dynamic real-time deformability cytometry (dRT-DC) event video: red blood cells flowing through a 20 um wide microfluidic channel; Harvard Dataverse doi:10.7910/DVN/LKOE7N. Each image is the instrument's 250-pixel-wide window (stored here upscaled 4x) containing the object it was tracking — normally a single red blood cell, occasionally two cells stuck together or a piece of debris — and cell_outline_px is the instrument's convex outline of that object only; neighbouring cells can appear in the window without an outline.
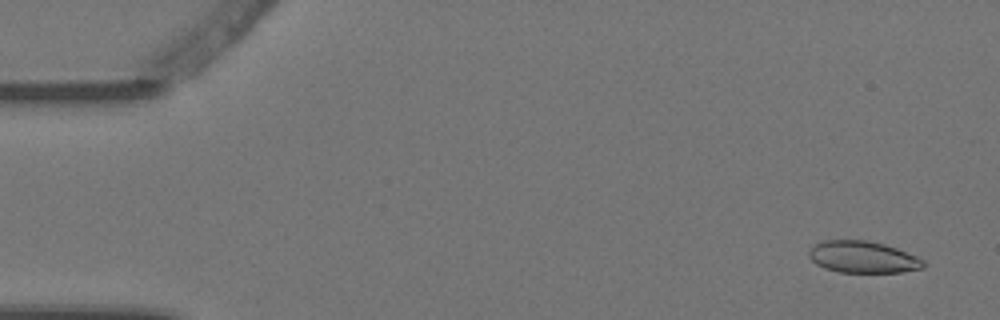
{"species": "Egyptian fruit bat (a non-hibernating species)", "species_latin": "Rousettus aegyptiacus", "temperature_condition": "warm", "stored_images_in_passage": 5, "camera_frame_rate_fps": 3000, "um_per_image_px": 0.085, "animal": {"sex": "female"}, "frame": {"image": 1, "passage_image": 1, "time_ms": 0.0, "image_size_px": [1000, 320], "cell_outline_px": [[924, 268], [900, 272], [840, 272], [824, 268], [816, 264], [808, 256], [808, 252], [812, 244], [824, 240], [868, 240], [884, 244], [896, 248], [916, 256], [924, 260]], "centroid_in_image_um": [73.3, 21.84], "position_along_channel_um": 11.7, "area_um2": 21.27}}
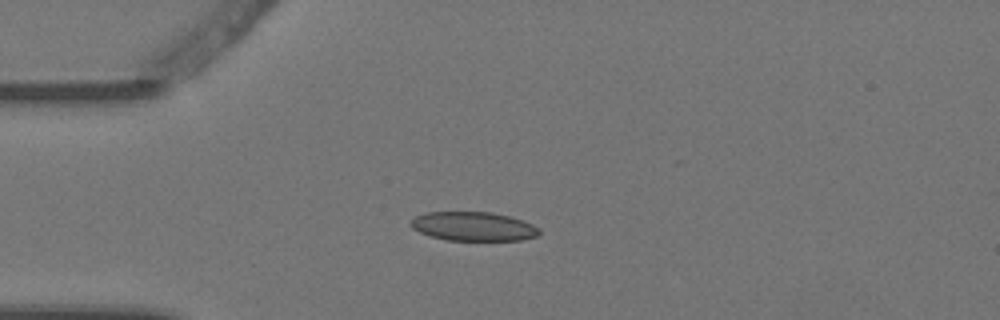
{"frame": {"image": 2, "passage_image": 4, "time_ms": 1.0, "image_size_px": [1000, 320], "cell_outline_px": [[540, 232], [536, 236], [520, 240], [448, 240], [432, 236], [420, 232], [412, 228], [408, 224], [416, 216], [424, 212], [492, 212], [512, 216], [532, 224], [540, 228]], "centroid_in_image_um": [40.24, 19.23], "position_along_channel_um": 44.8, "area_um2": 21.73}}
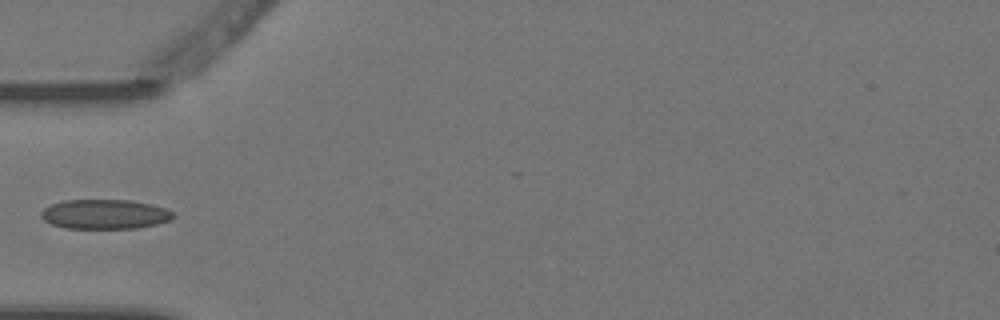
{"frame": {"image": 3, "passage_image": 5, "time_ms": 1.333, "image_size_px": [1000, 320], "cell_outline_px": [[176, 216], [172, 220], [156, 224], [136, 228], [64, 228], [52, 224], [44, 220], [40, 216], [40, 212], [44, 208], [52, 204], [64, 200], [128, 200], [152, 204], [164, 208], [172, 212]], "centroid_in_image_um": [8.91, 18.21], "position_along_channel_um": 76.1, "area_um2": 22.77}}